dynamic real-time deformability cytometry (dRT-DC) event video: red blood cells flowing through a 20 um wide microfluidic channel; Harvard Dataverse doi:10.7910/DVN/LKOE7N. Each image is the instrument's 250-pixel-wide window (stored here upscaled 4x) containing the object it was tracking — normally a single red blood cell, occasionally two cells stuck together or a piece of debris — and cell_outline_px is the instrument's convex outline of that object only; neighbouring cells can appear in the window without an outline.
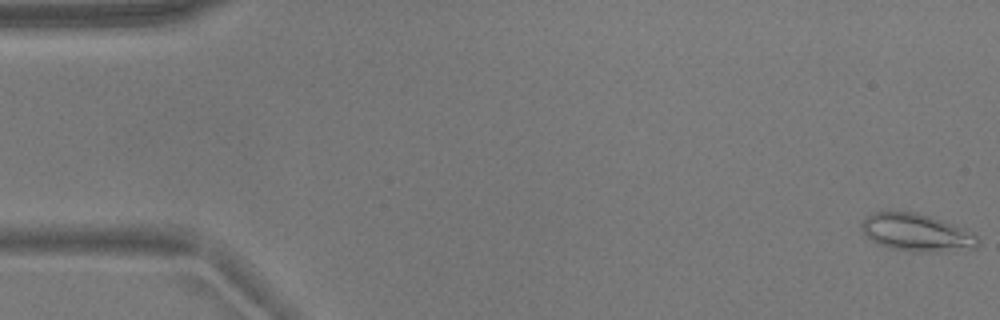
{"species": "common noctule bat (a hibernating species)", "species_latin": "Nyctalus noctula", "temperature_condition": "warm", "stored_images_in_passage": 54, "camera_frame_rate_fps": 3000, "um_per_image_px": 0.085, "animal": {"sex": "male", "body_mass_g": 17.9}, "frame": {"image": 1, "passage_image": 1, "time_ms": 0.0, "image_size_px": [1000, 320], "cell_outline_px": [[980, 244], [976, 248], [936, 252], [912, 252], [888, 248], [876, 244], [860, 228], [860, 224], [868, 216], [876, 212], [916, 212], [932, 216], [964, 228], [972, 232], [980, 240]], "centroid_in_image_um": [77.94, 19.78], "position_along_channel_um": 7.1, "area_um2": 25.66}}
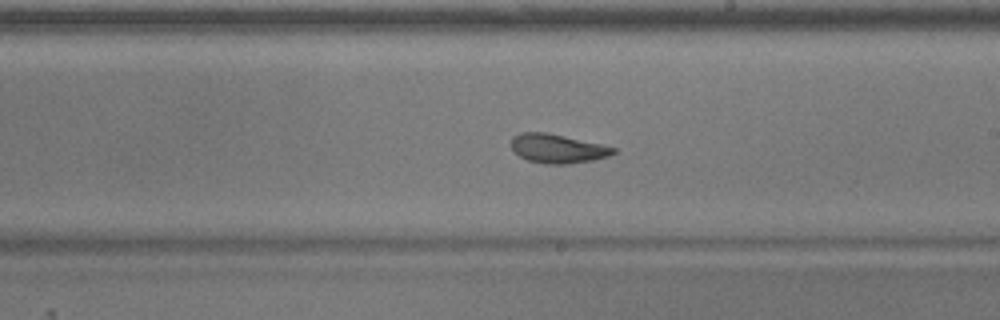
{"frame": {"image": 2, "passage_image": 31, "time_ms": 10.0, "image_size_px": [1000, 320], "cell_outline_px": [[616, 152], [608, 156], [592, 160], [568, 164], [544, 164], [528, 160], [520, 156], [512, 148], [512, 136], [520, 132], [548, 132], [600, 144], [616, 148]], "centroid_in_image_um": [47.38, 12.62], "position_along_channel_um": 241.6, "area_um2": 17.17}}
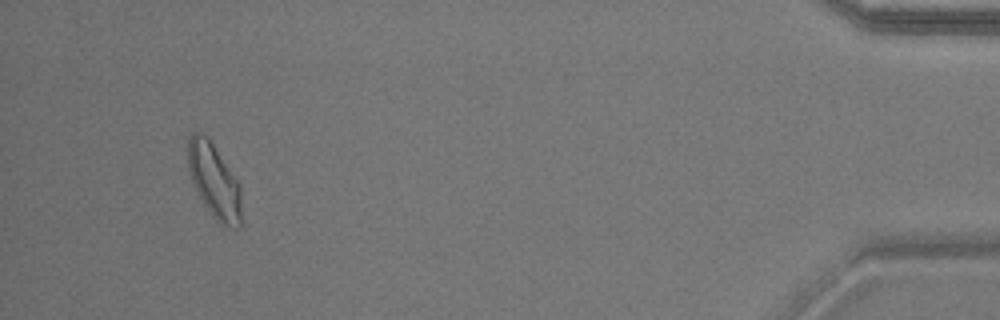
{"frame": {"image": 3, "passage_image": 51, "time_ms": 16.667, "image_size_px": [1000, 320], "cell_outline_px": [[240, 228], [236, 228], [224, 224], [204, 204], [192, 180], [188, 168], [188, 136], [192, 132], [200, 132], [208, 136], [240, 184]], "centroid_in_image_um": [18.19, 15.27], "position_along_channel_um": 417.0, "area_um2": 22.54}, "authors_computed_cell_mechanics": {"area_um2": 19.3341, "velocity_mm_per_s": 3.7215, "shape_relaxation_time_tau1_ms": 2.9832, "shape_relaxation_time_tau2_ms": 1.4592, "deformation_change_tau1": 0.1157, "deformation_change_tau2": 0.0728}}